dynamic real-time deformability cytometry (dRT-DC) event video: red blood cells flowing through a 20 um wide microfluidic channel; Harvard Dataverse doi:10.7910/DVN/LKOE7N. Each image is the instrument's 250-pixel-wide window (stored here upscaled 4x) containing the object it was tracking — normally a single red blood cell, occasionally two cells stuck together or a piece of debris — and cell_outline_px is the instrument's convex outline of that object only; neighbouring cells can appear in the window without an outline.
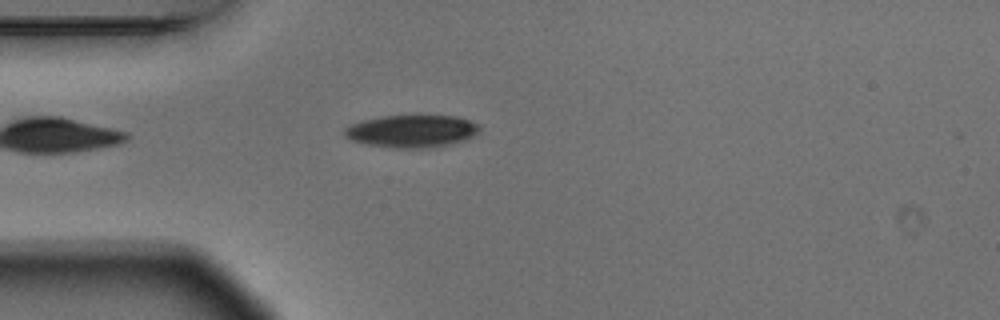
{"species": "Egyptian fruit bat (a non-hibernating species)", "species_latin": "Rousettus aegyptiacus", "temperature_condition": "warm", "stored_images_in_passage": 2, "camera_frame_rate_fps": 3000, "um_per_image_px": 0.085, "animal": {"sex": "male"}, "frame": {"image": 1, "passage_image": 2, "time_ms": 0.333, "image_size_px": [1000, 320], "cell_outline_px": [[480, 128], [476, 136], [452, 144], [428, 148], [396, 148], [368, 144], [352, 140], [344, 136], [344, 128], [352, 124], [364, 120], [384, 116], [416, 112], [456, 116], [480, 124]], "centroid_in_image_um": [35.07, 11.1], "position_along_channel_um": 49.9, "area_um2": 26.53}}